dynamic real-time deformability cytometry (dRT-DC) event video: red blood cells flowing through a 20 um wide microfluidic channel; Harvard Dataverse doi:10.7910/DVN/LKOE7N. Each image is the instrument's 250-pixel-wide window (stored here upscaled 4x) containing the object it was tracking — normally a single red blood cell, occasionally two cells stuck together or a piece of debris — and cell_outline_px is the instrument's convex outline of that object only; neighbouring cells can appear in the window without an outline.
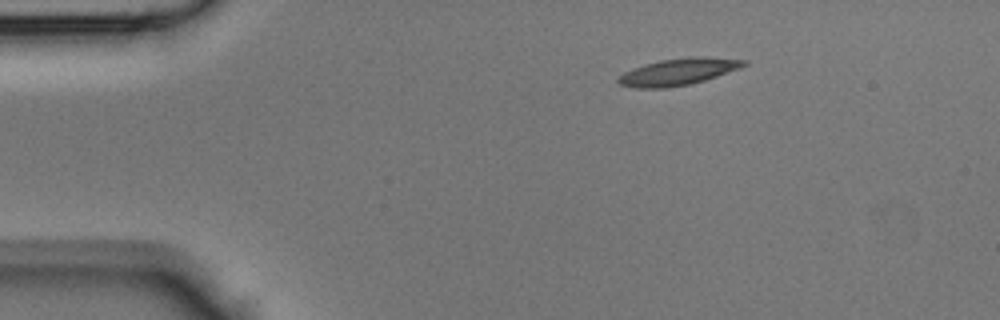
{"species": "Egyptian fruit bat (a non-hibernating species)", "species_latin": "Rousettus aegyptiacus", "temperature_condition": "room temperature", "stored_images_in_passage": 37, "camera_frame_rate_fps": 3000, "um_per_image_px": 0.085, "animal": {"sex": "male"}, "frame": {"image": 1, "passage_image": 1, "time_ms": 0.0, "image_size_px": [1000, 320], "cell_outline_px": [[748, 64], [740, 68], [704, 80], [688, 84], [664, 88], [636, 88], [620, 84], [616, 80], [624, 72], [632, 68], [644, 64], [660, 60], [700, 56], [748, 60]], "centroid_in_image_um": [57.65, 6.09], "position_along_channel_um": 27.4, "area_um2": 19.36}}
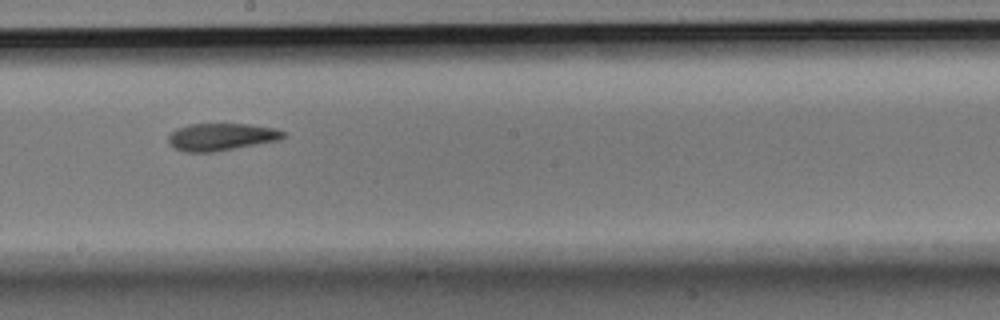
{"frame": {"image": 2, "passage_image": 18, "time_ms": 5.667, "image_size_px": [1000, 320], "cell_outline_px": [[284, 136], [280, 140], [216, 152], [184, 152], [168, 144], [168, 136], [176, 128], [188, 124], [248, 124], [272, 128], [284, 132]], "centroid_in_image_um": [18.76, 11.64], "position_along_channel_um": 229.4, "area_um2": 18.32}}
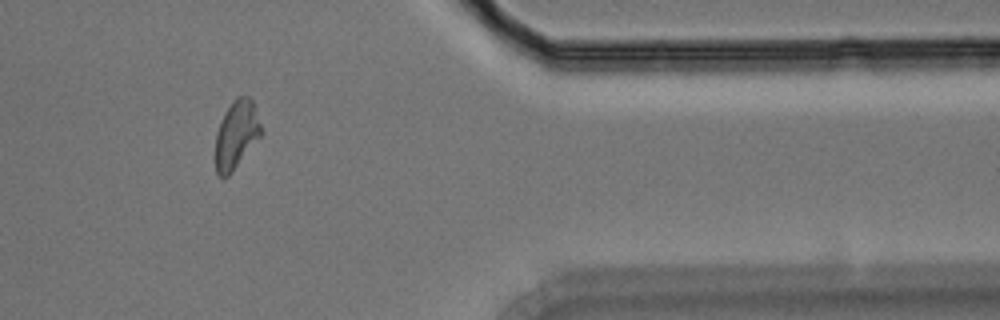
{"frame": {"image": 3, "passage_image": 30, "time_ms": 9.667, "image_size_px": [1000, 320], "cell_outline_px": [[264, 132], [232, 172], [228, 176], [220, 176], [216, 172], [216, 132], [232, 100], [236, 96], [248, 96], [252, 100]], "centroid_in_image_um": [20.12, 11.43], "position_along_channel_um": 391.3, "area_um2": 17.92}}